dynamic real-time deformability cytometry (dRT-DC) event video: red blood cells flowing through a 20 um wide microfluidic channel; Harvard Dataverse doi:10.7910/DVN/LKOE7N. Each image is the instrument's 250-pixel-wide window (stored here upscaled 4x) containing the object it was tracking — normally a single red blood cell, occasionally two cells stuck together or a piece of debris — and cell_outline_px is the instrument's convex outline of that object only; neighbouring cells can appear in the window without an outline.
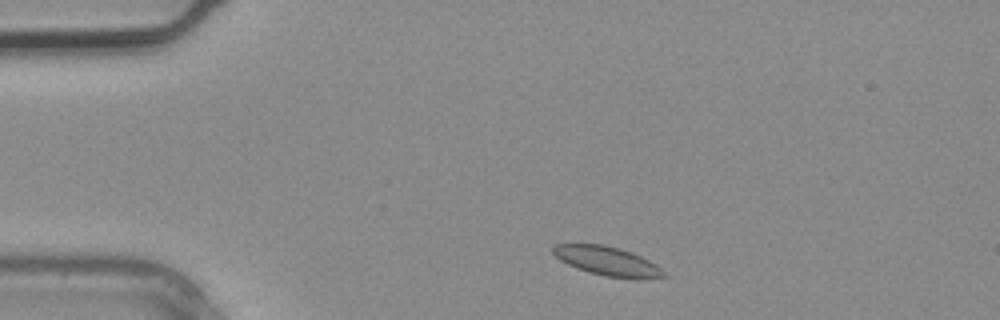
{"species": "common noctule bat (a hibernating species)", "species_latin": "Nyctalus noctula", "temperature_condition": "warm", "stored_images_in_passage": 2, "camera_frame_rate_fps": 3000, "um_per_image_px": 0.085, "animal": {"sex": "male", "body_mass_g": 20.4}, "frame": {"image": 1, "passage_image": 1, "time_ms": 0.0, "image_size_px": [1000, 320], "cell_outline_px": [[668, 276], [608, 276], [588, 272], [576, 268], [560, 260], [552, 252], [552, 248], [556, 244], [604, 244], [620, 248], [632, 252], [656, 264]], "centroid_in_image_um": [51.52, 22.13], "position_along_channel_um": 33.5, "area_um2": 17.98}}
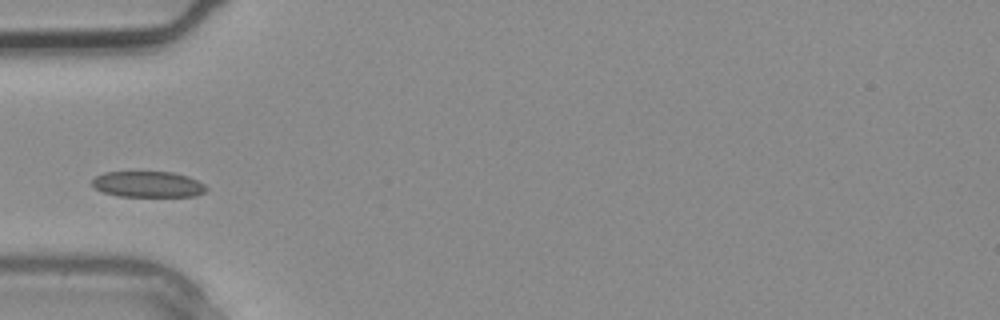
{"frame": {"image": 2, "passage_image": 2, "time_ms": 0.333, "image_size_px": [1000, 320], "cell_outline_px": [[208, 188], [204, 192], [196, 196], [120, 196], [104, 192], [96, 188], [92, 184], [92, 180], [96, 176], [104, 172], [172, 172], [188, 176], [204, 184]], "centroid_in_image_um": [12.6, 15.66], "position_along_channel_um": 72.4, "area_um2": 17.11}}